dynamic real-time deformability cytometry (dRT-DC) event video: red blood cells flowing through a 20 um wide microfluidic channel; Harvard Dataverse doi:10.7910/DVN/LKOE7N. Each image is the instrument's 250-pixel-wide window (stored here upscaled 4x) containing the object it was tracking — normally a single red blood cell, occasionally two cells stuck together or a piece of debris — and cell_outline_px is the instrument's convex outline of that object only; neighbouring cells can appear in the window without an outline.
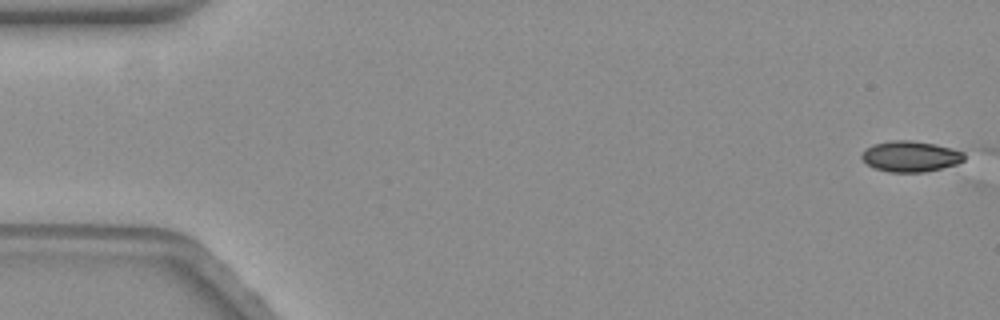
{"species": "common noctule bat (a hibernating species)", "species_latin": "Nyctalus noctula", "temperature_condition": "warm", "stored_images_in_passage": 3, "camera_frame_rate_fps": 3000, "um_per_image_px": 0.085, "animal": {"sex": "female", "body_mass_g": 19.3, "forearm_length_mm": 54.1}, "frame": {"image": 1, "passage_image": 1, "time_ms": 0.0, "image_size_px": [1000, 320], "cell_outline_px": [[964, 160], [956, 164], [924, 172], [888, 172], [876, 168], [868, 164], [860, 156], [864, 148], [872, 144], [896, 140], [904, 140], [936, 144], [964, 152]], "centroid_in_image_um": [77.37, 13.29], "position_along_channel_um": 7.6, "area_um2": 18.21}}